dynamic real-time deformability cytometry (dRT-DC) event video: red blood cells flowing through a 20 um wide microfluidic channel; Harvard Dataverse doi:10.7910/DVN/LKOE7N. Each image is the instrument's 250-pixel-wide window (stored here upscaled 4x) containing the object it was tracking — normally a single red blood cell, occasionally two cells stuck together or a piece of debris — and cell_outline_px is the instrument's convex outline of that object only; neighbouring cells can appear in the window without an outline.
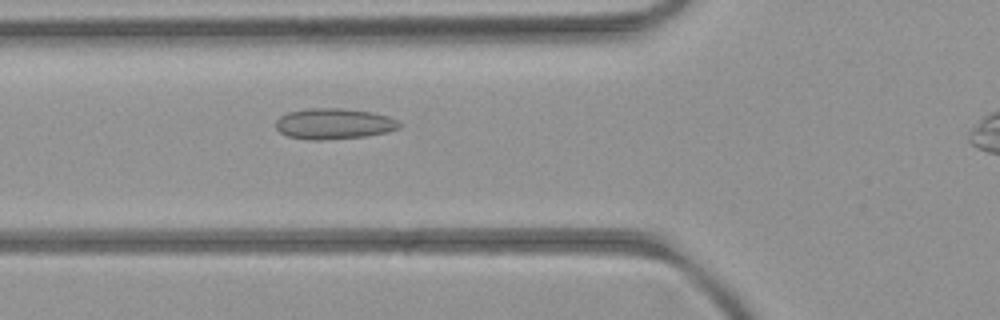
{"species": "common noctule bat (a hibernating species)", "species_latin": "Nyctalus noctula", "temperature_condition": "room temperature", "stored_images_in_passage": 8, "camera_frame_rate_fps": 3000, "um_per_image_px": 0.085, "animal": {"sex": "female", "body_mass_g": 21.9}, "frame": {"image": 1, "passage_image": 7, "time_ms": 7.667, "image_size_px": [1000, 320], "cell_outline_px": [[400, 128], [388, 132], [364, 136], [320, 140], [312, 140], [288, 136], [280, 132], [276, 128], [276, 120], [280, 116], [288, 112], [308, 108], [340, 108], [372, 112], [388, 116], [396, 120], [400, 124]], "centroid_in_image_um": [28.37, 10.51], "position_along_channel_um": 97.4, "area_um2": 22.08}}